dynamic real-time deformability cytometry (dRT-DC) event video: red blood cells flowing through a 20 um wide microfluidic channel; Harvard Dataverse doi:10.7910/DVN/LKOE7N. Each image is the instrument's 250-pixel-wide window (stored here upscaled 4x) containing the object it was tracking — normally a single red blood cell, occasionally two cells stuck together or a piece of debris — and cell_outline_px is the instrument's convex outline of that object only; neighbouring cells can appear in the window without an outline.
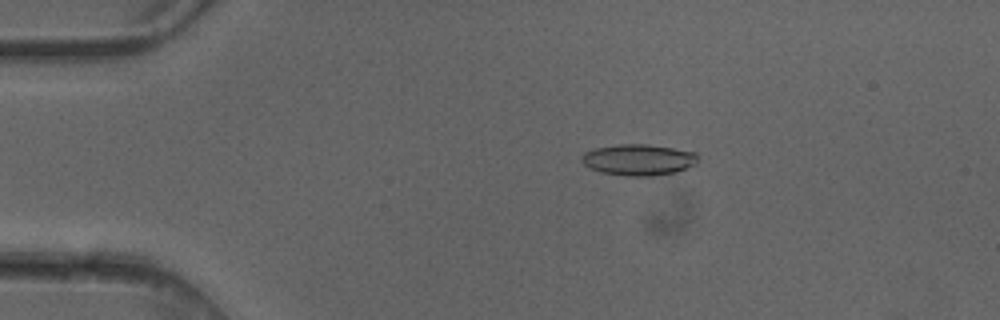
{"species": "common noctule bat (a hibernating species)", "species_latin": "Nyctalus noctula", "temperature_condition": "cold", "stored_images_in_passage": 5, "camera_frame_rate_fps": 3000, "um_per_image_px": 0.085, "animal": {"sex": "female"}, "frame": {"image": 1, "passage_image": 2, "time_ms": 0.333, "image_size_px": [1000, 320], "cell_outline_px": [[700, 160], [696, 164], [676, 172], [652, 176], [628, 176], [600, 172], [588, 168], [580, 160], [584, 152], [596, 148], [620, 144], [648, 144], [696, 152], [700, 156]], "centroid_in_image_um": [54.3, 13.58], "position_along_channel_um": 30.7, "area_um2": 21.33}}
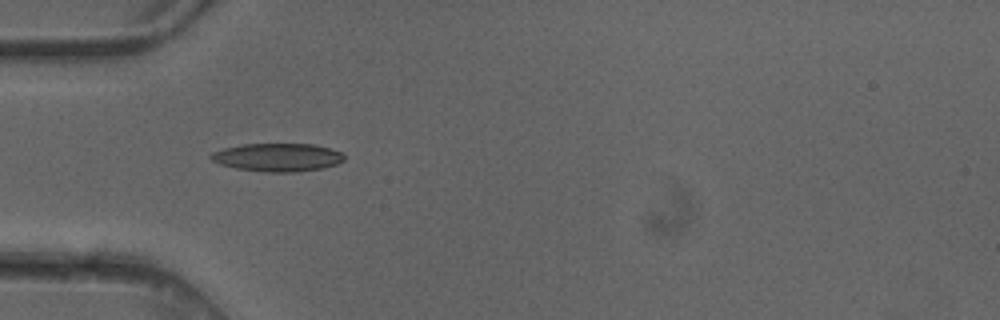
{"frame": {"image": 2, "passage_image": 4, "time_ms": 1.0, "image_size_px": [1000, 320], "cell_outline_px": [[344, 160], [336, 164], [324, 168], [296, 172], [264, 172], [236, 168], [220, 164], [212, 160], [208, 156], [212, 152], [224, 148], [244, 144], [316, 144], [344, 152]], "centroid_in_image_um": [23.62, 13.37], "position_along_channel_um": 61.4, "area_um2": 22.02}}
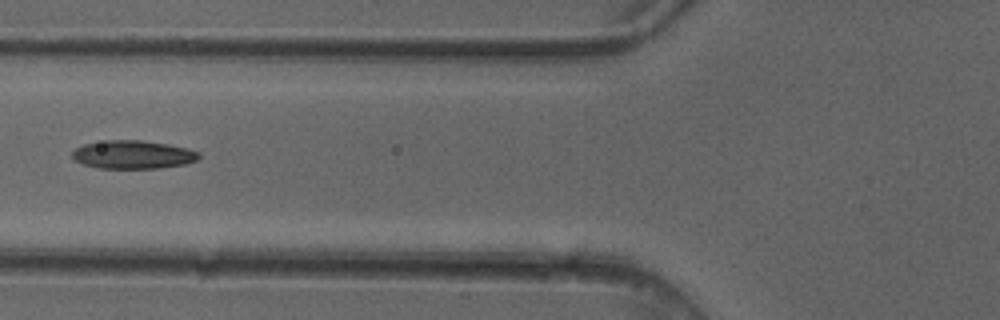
{"frame": {"image": 3, "passage_image": 5, "time_ms": 1.333, "image_size_px": [1000, 320], "cell_outline_px": [[200, 156], [196, 160], [184, 164], [160, 168], [100, 168], [84, 164], [76, 160], [72, 156], [72, 152], [76, 148], [84, 144], [108, 140], [140, 140], [168, 144], [188, 148], [200, 152]], "centroid_in_image_um": [11.33, 13.14], "position_along_channel_um": 114.5, "area_um2": 20.75}}